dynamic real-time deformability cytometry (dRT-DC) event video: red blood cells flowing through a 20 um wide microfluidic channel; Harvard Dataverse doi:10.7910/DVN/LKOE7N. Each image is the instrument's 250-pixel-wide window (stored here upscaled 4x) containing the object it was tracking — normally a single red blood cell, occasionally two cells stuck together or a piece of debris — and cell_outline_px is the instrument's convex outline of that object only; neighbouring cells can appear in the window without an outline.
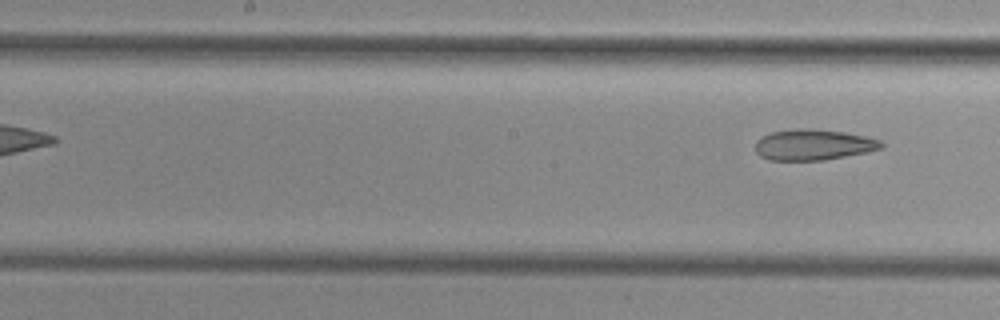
{"species": "common noctule bat (a hibernating species)", "species_latin": "Nyctalus noctula", "temperature_condition": "cold", "stored_images_in_passage": 8, "segment_of_instrument_passage": [2, 2], "camera_frame_rate_fps": 3000, "um_per_image_px": 0.085, "animal": {"sex": "female", "body_mass_g": 29.2, "forearm_length_mm": 56.3}, "frame": {"image": 1, "passage_image": 8, "time_ms": 8.333, "image_size_px": [1000, 320], "cell_outline_px": [[884, 144], [880, 148], [864, 152], [824, 160], [768, 160], [760, 156], [756, 152], [756, 140], [760, 136], [772, 132], [796, 128], [812, 128], [844, 132], [864, 136], [880, 140]], "centroid_in_image_um": [69.07, 12.29], "position_along_channel_um": 179.1, "area_um2": 22.54}}